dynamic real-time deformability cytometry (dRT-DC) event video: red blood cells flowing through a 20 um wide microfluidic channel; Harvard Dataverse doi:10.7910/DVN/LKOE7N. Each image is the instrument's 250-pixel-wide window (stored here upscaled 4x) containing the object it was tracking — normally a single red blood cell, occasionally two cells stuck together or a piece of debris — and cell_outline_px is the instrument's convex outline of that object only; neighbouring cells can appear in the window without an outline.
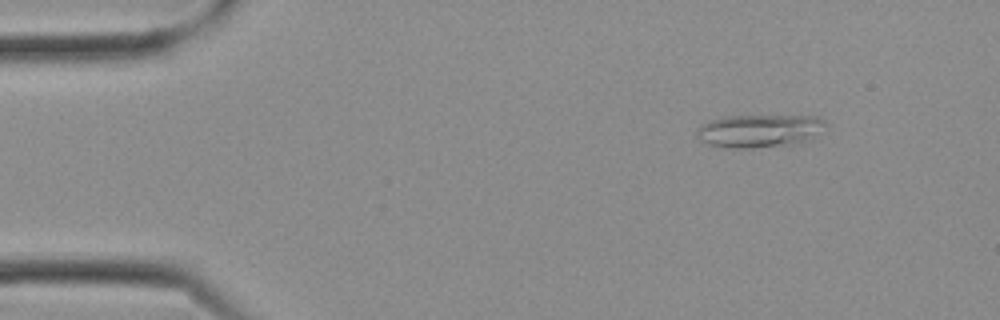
{"species": "Egyptian fruit bat (a non-hibernating species)", "species_latin": "Rousettus aegyptiacus", "temperature_condition": "cold", "stored_images_in_passage": 14, "camera_frame_rate_fps": 3000, "um_per_image_px": 0.085, "frame": {"image": 1, "passage_image": 3, "time_ms": 0.667, "image_size_px": [1000, 320], "cell_outline_px": [[824, 124], [812, 140], [804, 144], [752, 148], [736, 148], [708, 144], [700, 140], [696, 136], [696, 128], [708, 120], [724, 116], [820, 116], [824, 120]], "centroid_in_image_um": [64.55, 11.13], "position_along_channel_um": 20.5, "area_um2": 25.09}}
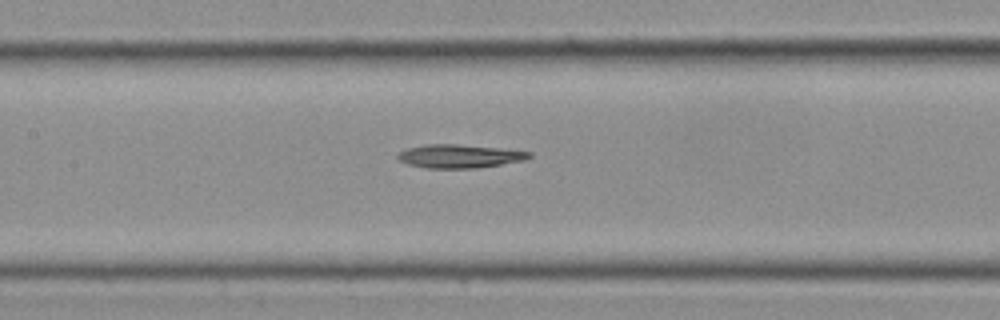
{"frame": {"image": 2, "passage_image": 12, "time_ms": 3.667, "image_size_px": [1000, 320], "cell_outline_px": [[532, 156], [524, 160], [476, 168], [424, 168], [408, 164], [400, 160], [396, 156], [396, 152], [408, 148], [424, 144], [456, 144], [500, 148], [532, 152]], "centroid_in_image_um": [39.01, 13.27], "position_along_channel_um": 168.4, "area_um2": 17.98}}
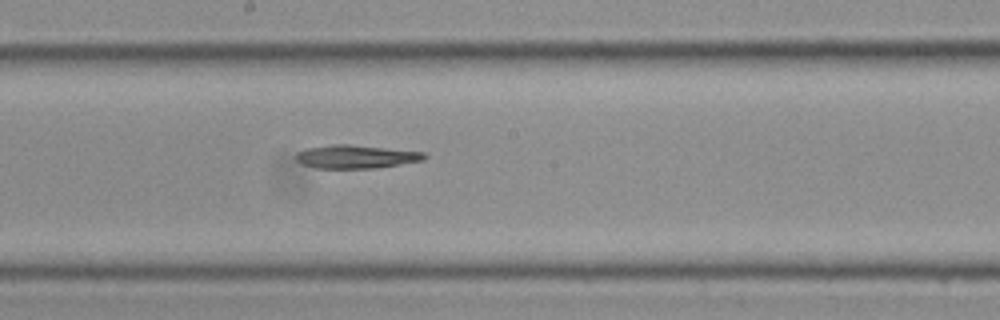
{"frame": {"image": 3, "passage_image": 14, "time_ms": 4.333, "image_size_px": [1000, 320], "cell_outline_px": [[428, 156], [424, 160], [376, 168], [316, 168], [304, 164], [296, 160], [296, 152], [308, 148], [332, 144], [348, 144], [424, 152]], "centroid_in_image_um": [30.27, 13.31], "position_along_channel_um": 217.9, "area_um2": 17.34}}